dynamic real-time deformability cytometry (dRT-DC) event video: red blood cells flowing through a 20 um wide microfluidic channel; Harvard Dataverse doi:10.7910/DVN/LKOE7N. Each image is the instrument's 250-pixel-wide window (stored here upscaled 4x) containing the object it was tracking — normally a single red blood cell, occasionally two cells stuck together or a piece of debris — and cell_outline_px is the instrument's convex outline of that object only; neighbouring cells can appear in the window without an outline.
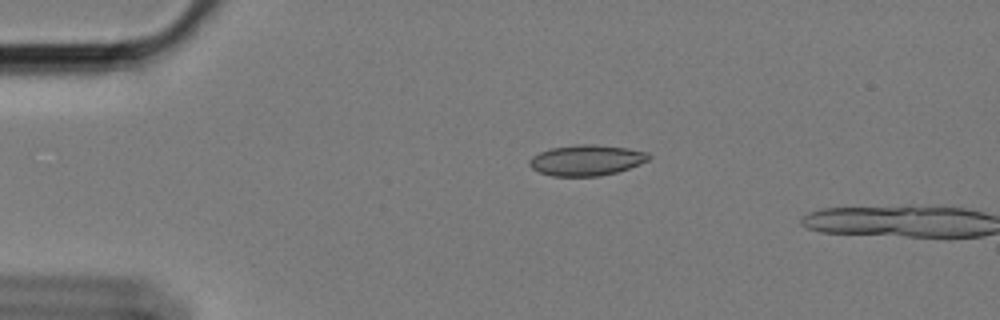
{"species": "Egyptian fruit bat (a non-hibernating species)", "species_latin": "Rousettus aegyptiacus", "temperature_condition": "cold", "stored_images_in_passage": 5, "camera_frame_rate_fps": 3000, "um_per_image_px": 0.085, "animal": {"sex": "female"}, "frame": {"image": 1, "passage_image": 2, "time_ms": 0.333, "image_size_px": [1000, 320], "cell_outline_px": [[652, 156], [648, 160], [640, 164], [616, 172], [600, 176], [552, 176], [540, 172], [532, 168], [528, 164], [528, 160], [532, 156], [540, 152], [552, 148], [580, 144], [596, 144], [628, 148], [648, 152]], "centroid_in_image_um": [49.86, 13.61], "position_along_channel_um": 35.1, "area_um2": 21.39}}